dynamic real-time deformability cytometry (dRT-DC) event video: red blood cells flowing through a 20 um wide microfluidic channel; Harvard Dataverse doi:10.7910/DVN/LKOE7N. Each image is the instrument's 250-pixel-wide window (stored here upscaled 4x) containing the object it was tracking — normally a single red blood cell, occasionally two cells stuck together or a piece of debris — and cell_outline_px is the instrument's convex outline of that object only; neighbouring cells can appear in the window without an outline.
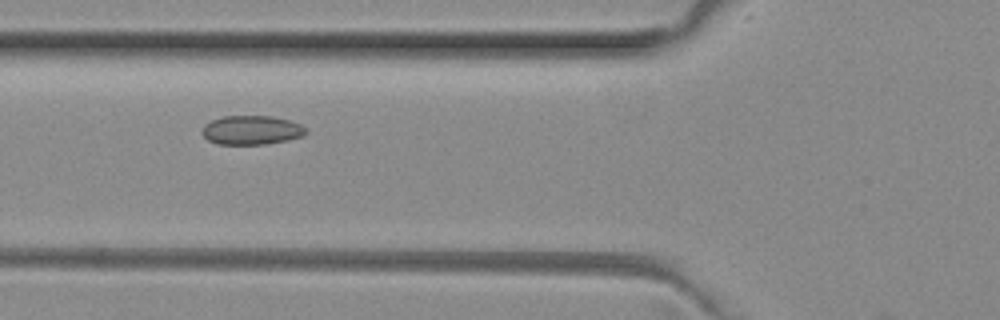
{"species": "common noctule bat (a hibernating species)", "species_latin": "Nyctalus noctula", "temperature_condition": "room temperature", "stored_images_in_passage": 4, "camera_frame_rate_fps": 3000, "um_per_image_px": 0.085, "animal": {"sex": "female", "body_mass_g": 29.2, "forearm_length_mm": 56.3}, "frame": {"image": 1, "passage_image": 4, "time_ms": 1.0, "image_size_px": [1000, 320], "cell_outline_px": [[308, 132], [304, 136], [288, 140], [264, 144], [216, 144], [208, 140], [200, 132], [204, 124], [212, 120], [224, 116], [272, 116], [292, 120], [300, 124]], "centroid_in_image_um": [21.38, 11.05], "position_along_channel_um": 104.4, "area_um2": 17.74}}